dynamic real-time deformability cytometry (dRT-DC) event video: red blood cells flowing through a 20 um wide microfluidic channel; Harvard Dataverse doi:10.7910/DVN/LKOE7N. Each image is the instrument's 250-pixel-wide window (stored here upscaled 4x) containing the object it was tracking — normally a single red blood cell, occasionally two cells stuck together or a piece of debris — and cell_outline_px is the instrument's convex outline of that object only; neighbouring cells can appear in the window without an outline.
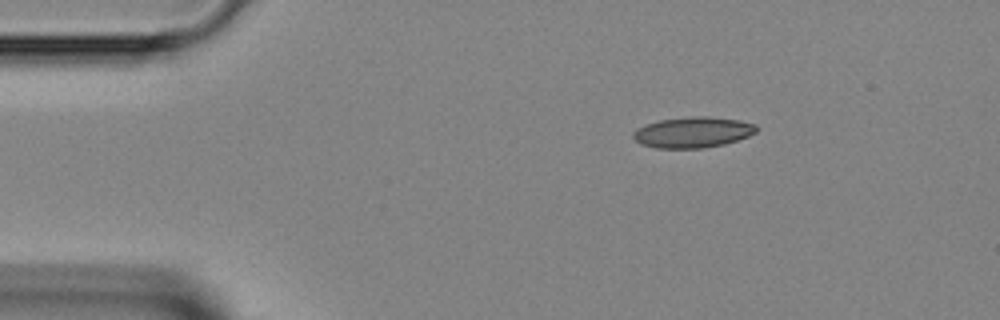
{"species": "Egyptian fruit bat (a non-hibernating species)", "species_latin": "Rousettus aegyptiacus", "temperature_condition": "room temperature", "stored_images_in_passage": 39, "camera_frame_rate_fps": 3000, "um_per_image_px": 0.085, "animal": {"sex": "female"}, "frame": {"image": 1, "passage_image": 1, "time_ms": 0.0, "image_size_px": [1000, 320], "cell_outline_px": [[760, 128], [756, 132], [748, 136], [724, 144], [700, 148], [656, 148], [640, 144], [632, 136], [632, 132], [636, 128], [644, 124], [660, 120], [692, 116], [708, 116], [740, 120], [756, 124]], "centroid_in_image_um": [58.88, 11.23], "position_along_channel_um": 26.1, "area_um2": 22.25}}
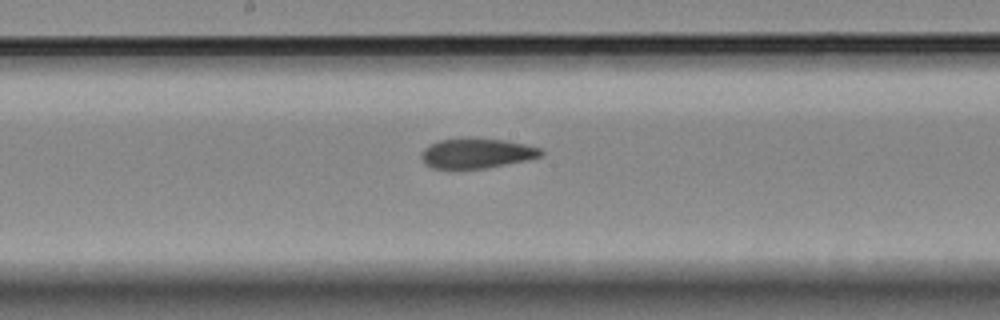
{"frame": {"image": 2, "passage_image": 17, "time_ms": 5.333, "image_size_px": [1000, 320], "cell_outline_px": [[544, 156], [528, 160], [484, 168], [432, 168], [424, 164], [420, 156], [424, 148], [440, 140], [504, 140], [524, 144], [540, 148], [544, 152]], "centroid_in_image_um": [40.55, 13.06], "position_along_channel_um": 207.7, "area_um2": 20.23}}
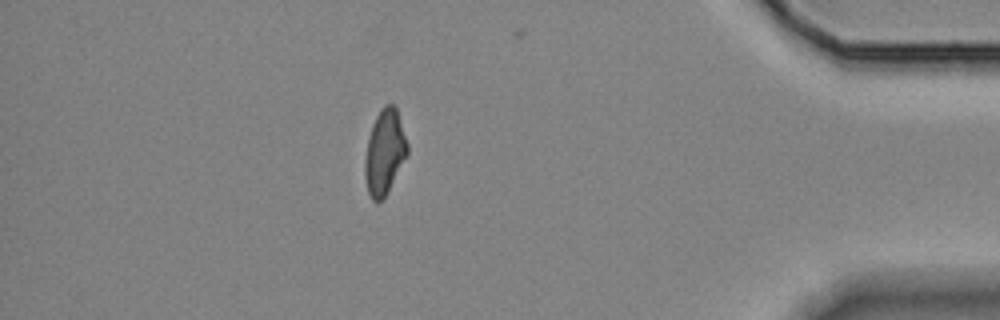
{"frame": {"image": 3, "passage_image": 33, "time_ms": 10.667, "image_size_px": [1000, 320], "cell_outline_px": [[408, 152], [388, 192], [376, 204], [372, 200], [368, 192], [364, 176], [364, 160], [368, 140], [372, 124], [380, 108], [384, 104], [392, 104], [396, 108], [408, 144]], "centroid_in_image_um": [32.67, 12.93], "position_along_channel_um": 402.5, "area_um2": 20.92}}